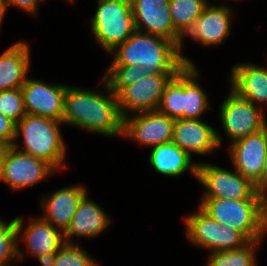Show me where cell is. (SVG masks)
<instances>
[{
	"instance_id": "obj_18",
	"label": "cell",
	"mask_w": 267,
	"mask_h": 266,
	"mask_svg": "<svg viewBox=\"0 0 267 266\" xmlns=\"http://www.w3.org/2000/svg\"><path fill=\"white\" fill-rule=\"evenodd\" d=\"M87 191L89 192L87 187L78 183L54 190L46 197H41L40 205L43 209L41 217L64 233Z\"/></svg>"
},
{
	"instance_id": "obj_31",
	"label": "cell",
	"mask_w": 267,
	"mask_h": 266,
	"mask_svg": "<svg viewBox=\"0 0 267 266\" xmlns=\"http://www.w3.org/2000/svg\"><path fill=\"white\" fill-rule=\"evenodd\" d=\"M6 12L8 7L12 6L19 8L21 11L29 14L30 16L37 17L39 4L46 0H3Z\"/></svg>"
},
{
	"instance_id": "obj_13",
	"label": "cell",
	"mask_w": 267,
	"mask_h": 266,
	"mask_svg": "<svg viewBox=\"0 0 267 266\" xmlns=\"http://www.w3.org/2000/svg\"><path fill=\"white\" fill-rule=\"evenodd\" d=\"M177 74H146L133 84L125 86L118 94V106L121 116L156 111L165 86Z\"/></svg>"
},
{
	"instance_id": "obj_16",
	"label": "cell",
	"mask_w": 267,
	"mask_h": 266,
	"mask_svg": "<svg viewBox=\"0 0 267 266\" xmlns=\"http://www.w3.org/2000/svg\"><path fill=\"white\" fill-rule=\"evenodd\" d=\"M228 147L234 169L255 184L262 173L267 151V126L230 143Z\"/></svg>"
},
{
	"instance_id": "obj_8",
	"label": "cell",
	"mask_w": 267,
	"mask_h": 266,
	"mask_svg": "<svg viewBox=\"0 0 267 266\" xmlns=\"http://www.w3.org/2000/svg\"><path fill=\"white\" fill-rule=\"evenodd\" d=\"M197 181L205 189L201 198L262 199L255 192L254 184L234 168L231 171L209 162L199 161Z\"/></svg>"
},
{
	"instance_id": "obj_2",
	"label": "cell",
	"mask_w": 267,
	"mask_h": 266,
	"mask_svg": "<svg viewBox=\"0 0 267 266\" xmlns=\"http://www.w3.org/2000/svg\"><path fill=\"white\" fill-rule=\"evenodd\" d=\"M109 54V65H137L152 75L178 74L186 66L173 40L137 30Z\"/></svg>"
},
{
	"instance_id": "obj_25",
	"label": "cell",
	"mask_w": 267,
	"mask_h": 266,
	"mask_svg": "<svg viewBox=\"0 0 267 266\" xmlns=\"http://www.w3.org/2000/svg\"><path fill=\"white\" fill-rule=\"evenodd\" d=\"M262 242L263 240H255L236 250L211 252L206 266H257L255 253Z\"/></svg>"
},
{
	"instance_id": "obj_26",
	"label": "cell",
	"mask_w": 267,
	"mask_h": 266,
	"mask_svg": "<svg viewBox=\"0 0 267 266\" xmlns=\"http://www.w3.org/2000/svg\"><path fill=\"white\" fill-rule=\"evenodd\" d=\"M157 111L175 120L183 119V69L165 86Z\"/></svg>"
},
{
	"instance_id": "obj_3",
	"label": "cell",
	"mask_w": 267,
	"mask_h": 266,
	"mask_svg": "<svg viewBox=\"0 0 267 266\" xmlns=\"http://www.w3.org/2000/svg\"><path fill=\"white\" fill-rule=\"evenodd\" d=\"M61 125L64 126L61 121L26 114L16 125L12 146L46 161L57 173L60 169L67 170L70 166L65 162L67 146ZM19 139H22L23 147L19 145Z\"/></svg>"
},
{
	"instance_id": "obj_23",
	"label": "cell",
	"mask_w": 267,
	"mask_h": 266,
	"mask_svg": "<svg viewBox=\"0 0 267 266\" xmlns=\"http://www.w3.org/2000/svg\"><path fill=\"white\" fill-rule=\"evenodd\" d=\"M196 65H186L183 68V119H202L208 110L209 96L201 86Z\"/></svg>"
},
{
	"instance_id": "obj_19",
	"label": "cell",
	"mask_w": 267,
	"mask_h": 266,
	"mask_svg": "<svg viewBox=\"0 0 267 266\" xmlns=\"http://www.w3.org/2000/svg\"><path fill=\"white\" fill-rule=\"evenodd\" d=\"M106 210L89 198L88 193L81 199L70 225L63 233L64 241L76 244L75 238H94L104 233L113 222Z\"/></svg>"
},
{
	"instance_id": "obj_29",
	"label": "cell",
	"mask_w": 267,
	"mask_h": 266,
	"mask_svg": "<svg viewBox=\"0 0 267 266\" xmlns=\"http://www.w3.org/2000/svg\"><path fill=\"white\" fill-rule=\"evenodd\" d=\"M80 243H65L57 252L53 266H99Z\"/></svg>"
},
{
	"instance_id": "obj_33",
	"label": "cell",
	"mask_w": 267,
	"mask_h": 266,
	"mask_svg": "<svg viewBox=\"0 0 267 266\" xmlns=\"http://www.w3.org/2000/svg\"><path fill=\"white\" fill-rule=\"evenodd\" d=\"M254 188L255 192L259 195L260 198H263L267 195V151L262 173L259 180L254 184Z\"/></svg>"
},
{
	"instance_id": "obj_5",
	"label": "cell",
	"mask_w": 267,
	"mask_h": 266,
	"mask_svg": "<svg viewBox=\"0 0 267 266\" xmlns=\"http://www.w3.org/2000/svg\"><path fill=\"white\" fill-rule=\"evenodd\" d=\"M89 23L92 36L106 54L124 43L134 32L131 0H98Z\"/></svg>"
},
{
	"instance_id": "obj_12",
	"label": "cell",
	"mask_w": 267,
	"mask_h": 266,
	"mask_svg": "<svg viewBox=\"0 0 267 266\" xmlns=\"http://www.w3.org/2000/svg\"><path fill=\"white\" fill-rule=\"evenodd\" d=\"M175 119L160 112L144 111L123 118V137L151 148L172 142Z\"/></svg>"
},
{
	"instance_id": "obj_1",
	"label": "cell",
	"mask_w": 267,
	"mask_h": 266,
	"mask_svg": "<svg viewBox=\"0 0 267 266\" xmlns=\"http://www.w3.org/2000/svg\"><path fill=\"white\" fill-rule=\"evenodd\" d=\"M102 82V92L67 84L62 120L64 126H74L108 138L123 135V117L117 95L103 78L99 84Z\"/></svg>"
},
{
	"instance_id": "obj_28",
	"label": "cell",
	"mask_w": 267,
	"mask_h": 266,
	"mask_svg": "<svg viewBox=\"0 0 267 266\" xmlns=\"http://www.w3.org/2000/svg\"><path fill=\"white\" fill-rule=\"evenodd\" d=\"M3 220L0 219V266H17L15 264L18 262L15 220Z\"/></svg>"
},
{
	"instance_id": "obj_17",
	"label": "cell",
	"mask_w": 267,
	"mask_h": 266,
	"mask_svg": "<svg viewBox=\"0 0 267 266\" xmlns=\"http://www.w3.org/2000/svg\"><path fill=\"white\" fill-rule=\"evenodd\" d=\"M170 0H131L137 31L162 36L181 46L183 37L174 29Z\"/></svg>"
},
{
	"instance_id": "obj_14",
	"label": "cell",
	"mask_w": 267,
	"mask_h": 266,
	"mask_svg": "<svg viewBox=\"0 0 267 266\" xmlns=\"http://www.w3.org/2000/svg\"><path fill=\"white\" fill-rule=\"evenodd\" d=\"M21 90L27 114L62 122L67 85L29 77Z\"/></svg>"
},
{
	"instance_id": "obj_32",
	"label": "cell",
	"mask_w": 267,
	"mask_h": 266,
	"mask_svg": "<svg viewBox=\"0 0 267 266\" xmlns=\"http://www.w3.org/2000/svg\"><path fill=\"white\" fill-rule=\"evenodd\" d=\"M16 123L0 113V141L12 146L15 134Z\"/></svg>"
},
{
	"instance_id": "obj_36",
	"label": "cell",
	"mask_w": 267,
	"mask_h": 266,
	"mask_svg": "<svg viewBox=\"0 0 267 266\" xmlns=\"http://www.w3.org/2000/svg\"><path fill=\"white\" fill-rule=\"evenodd\" d=\"M8 147H9V145L0 141V170H1L2 163H3L4 155H5Z\"/></svg>"
},
{
	"instance_id": "obj_9",
	"label": "cell",
	"mask_w": 267,
	"mask_h": 266,
	"mask_svg": "<svg viewBox=\"0 0 267 266\" xmlns=\"http://www.w3.org/2000/svg\"><path fill=\"white\" fill-rule=\"evenodd\" d=\"M57 171L46 161L9 146L0 170V182L12 191H21L52 177Z\"/></svg>"
},
{
	"instance_id": "obj_34",
	"label": "cell",
	"mask_w": 267,
	"mask_h": 266,
	"mask_svg": "<svg viewBox=\"0 0 267 266\" xmlns=\"http://www.w3.org/2000/svg\"><path fill=\"white\" fill-rule=\"evenodd\" d=\"M56 257V252L45 253L35 258L41 263L42 266H53Z\"/></svg>"
},
{
	"instance_id": "obj_10",
	"label": "cell",
	"mask_w": 267,
	"mask_h": 266,
	"mask_svg": "<svg viewBox=\"0 0 267 266\" xmlns=\"http://www.w3.org/2000/svg\"><path fill=\"white\" fill-rule=\"evenodd\" d=\"M234 11L228 4H209L204 8L201 16L194 22L192 28L182 39L180 52L186 65H194L191 58L182 53L185 37L192 38L197 44L212 47L219 46L230 36Z\"/></svg>"
},
{
	"instance_id": "obj_35",
	"label": "cell",
	"mask_w": 267,
	"mask_h": 266,
	"mask_svg": "<svg viewBox=\"0 0 267 266\" xmlns=\"http://www.w3.org/2000/svg\"><path fill=\"white\" fill-rule=\"evenodd\" d=\"M262 211H263V228L267 234V195L262 198Z\"/></svg>"
},
{
	"instance_id": "obj_24",
	"label": "cell",
	"mask_w": 267,
	"mask_h": 266,
	"mask_svg": "<svg viewBox=\"0 0 267 266\" xmlns=\"http://www.w3.org/2000/svg\"><path fill=\"white\" fill-rule=\"evenodd\" d=\"M208 4L209 0H170L169 10L174 29L184 37Z\"/></svg>"
},
{
	"instance_id": "obj_11",
	"label": "cell",
	"mask_w": 267,
	"mask_h": 266,
	"mask_svg": "<svg viewBox=\"0 0 267 266\" xmlns=\"http://www.w3.org/2000/svg\"><path fill=\"white\" fill-rule=\"evenodd\" d=\"M14 220L17 231L18 263L23 262L25 253L22 252L24 250L20 248V243L25 245L27 253L34 258L45 253L57 252L65 244L63 233L41 216L30 217L26 225L23 216L18 215Z\"/></svg>"
},
{
	"instance_id": "obj_20",
	"label": "cell",
	"mask_w": 267,
	"mask_h": 266,
	"mask_svg": "<svg viewBox=\"0 0 267 266\" xmlns=\"http://www.w3.org/2000/svg\"><path fill=\"white\" fill-rule=\"evenodd\" d=\"M230 72V89L265 110L267 108V66L241 62L235 64Z\"/></svg>"
},
{
	"instance_id": "obj_6",
	"label": "cell",
	"mask_w": 267,
	"mask_h": 266,
	"mask_svg": "<svg viewBox=\"0 0 267 266\" xmlns=\"http://www.w3.org/2000/svg\"><path fill=\"white\" fill-rule=\"evenodd\" d=\"M184 217L187 240L197 248L211 252L236 250L250 241L239 231L212 219L199 206Z\"/></svg>"
},
{
	"instance_id": "obj_30",
	"label": "cell",
	"mask_w": 267,
	"mask_h": 266,
	"mask_svg": "<svg viewBox=\"0 0 267 266\" xmlns=\"http://www.w3.org/2000/svg\"><path fill=\"white\" fill-rule=\"evenodd\" d=\"M0 113L16 124L27 114L21 88L0 91Z\"/></svg>"
},
{
	"instance_id": "obj_27",
	"label": "cell",
	"mask_w": 267,
	"mask_h": 266,
	"mask_svg": "<svg viewBox=\"0 0 267 266\" xmlns=\"http://www.w3.org/2000/svg\"><path fill=\"white\" fill-rule=\"evenodd\" d=\"M102 77L114 94H118L125 86L135 83L146 76L147 71L135 65H107Z\"/></svg>"
},
{
	"instance_id": "obj_21",
	"label": "cell",
	"mask_w": 267,
	"mask_h": 266,
	"mask_svg": "<svg viewBox=\"0 0 267 266\" xmlns=\"http://www.w3.org/2000/svg\"><path fill=\"white\" fill-rule=\"evenodd\" d=\"M26 41L19 40L0 55V91L21 88L29 77L31 52Z\"/></svg>"
},
{
	"instance_id": "obj_15",
	"label": "cell",
	"mask_w": 267,
	"mask_h": 266,
	"mask_svg": "<svg viewBox=\"0 0 267 266\" xmlns=\"http://www.w3.org/2000/svg\"><path fill=\"white\" fill-rule=\"evenodd\" d=\"M222 140L216 128L202 119H176L174 122L172 142L191 157L212 155L222 147Z\"/></svg>"
},
{
	"instance_id": "obj_7",
	"label": "cell",
	"mask_w": 267,
	"mask_h": 266,
	"mask_svg": "<svg viewBox=\"0 0 267 266\" xmlns=\"http://www.w3.org/2000/svg\"><path fill=\"white\" fill-rule=\"evenodd\" d=\"M229 90L219 106V117L226 139L232 143L264 129L267 126V114L262 108Z\"/></svg>"
},
{
	"instance_id": "obj_37",
	"label": "cell",
	"mask_w": 267,
	"mask_h": 266,
	"mask_svg": "<svg viewBox=\"0 0 267 266\" xmlns=\"http://www.w3.org/2000/svg\"><path fill=\"white\" fill-rule=\"evenodd\" d=\"M5 14H6V9L4 6V1L0 0V26L3 23L2 21L4 20Z\"/></svg>"
},
{
	"instance_id": "obj_22",
	"label": "cell",
	"mask_w": 267,
	"mask_h": 266,
	"mask_svg": "<svg viewBox=\"0 0 267 266\" xmlns=\"http://www.w3.org/2000/svg\"><path fill=\"white\" fill-rule=\"evenodd\" d=\"M149 163L159 174L167 177L181 176L189 170L197 180L198 163L173 142L151 147Z\"/></svg>"
},
{
	"instance_id": "obj_4",
	"label": "cell",
	"mask_w": 267,
	"mask_h": 266,
	"mask_svg": "<svg viewBox=\"0 0 267 266\" xmlns=\"http://www.w3.org/2000/svg\"><path fill=\"white\" fill-rule=\"evenodd\" d=\"M199 207L212 219L241 232L249 241L263 240L262 199L201 198Z\"/></svg>"
}]
</instances>
